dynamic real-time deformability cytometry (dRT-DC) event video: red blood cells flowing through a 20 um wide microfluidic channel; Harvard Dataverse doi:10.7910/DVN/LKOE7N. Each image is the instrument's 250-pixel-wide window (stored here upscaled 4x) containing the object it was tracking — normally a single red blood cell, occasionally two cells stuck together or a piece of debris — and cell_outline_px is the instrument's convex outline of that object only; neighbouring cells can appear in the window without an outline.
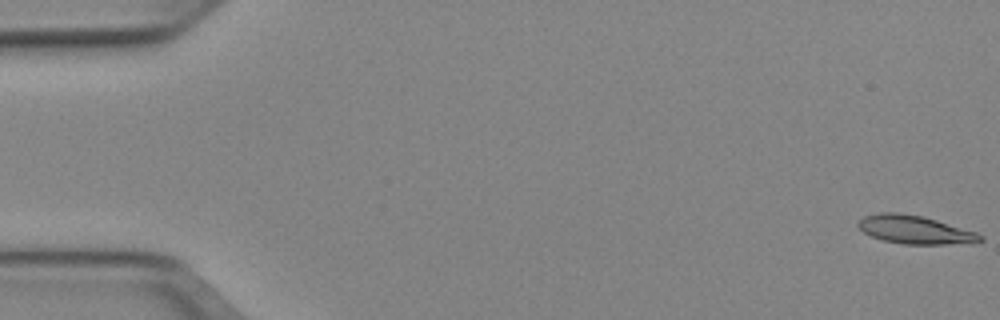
{"species": "Egyptian fruit bat (a non-hibernating species)", "species_latin": "Rousettus aegyptiacus", "temperature_condition": "cold", "stored_images_in_passage": 12, "camera_frame_rate_fps": 3000, "um_per_image_px": 0.085, "animal": {"sex": "female"}, "frame": {"image": 1, "passage_image": 1, "time_ms": 0.0, "image_size_px": [1000, 320], "cell_outline_px": [[984, 240], [944, 244], [904, 244], [884, 240], [872, 236], [864, 232], [856, 224], [864, 216], [880, 212], [896, 212], [924, 216], [976, 232], [984, 236]], "centroid_in_image_um": [77.74, 19.5], "position_along_channel_um": 7.3, "area_um2": 19.83}}